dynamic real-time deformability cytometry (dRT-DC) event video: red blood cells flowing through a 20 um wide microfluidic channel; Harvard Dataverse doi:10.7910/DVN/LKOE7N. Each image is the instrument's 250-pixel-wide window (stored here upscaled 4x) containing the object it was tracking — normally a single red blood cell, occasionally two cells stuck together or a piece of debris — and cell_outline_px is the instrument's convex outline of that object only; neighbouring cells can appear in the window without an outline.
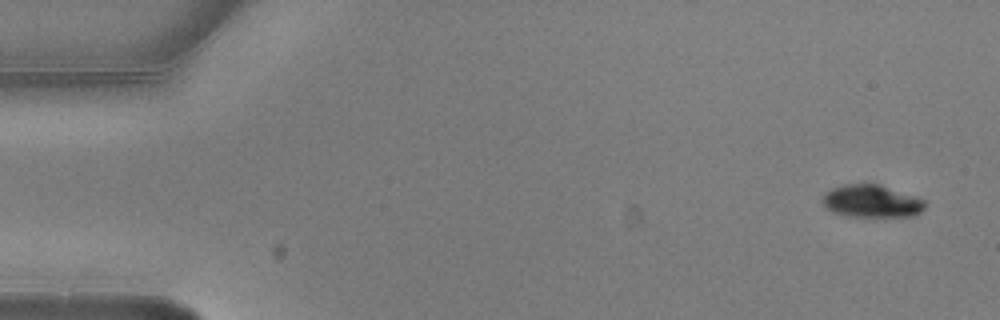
{"species": "common noctule bat (a hibernating species)", "species_latin": "Nyctalus noctula", "temperature_condition": "warm", "stored_images_in_passage": 6, "segment_of_instrument_passage": [1, 2], "camera_frame_rate_fps": 3000, "um_per_image_px": 0.085, "animal": {"sex": "male", "body_mass_g": 20.5, "forearm_length_mm": 52.5}, "frame": {"image": 1, "passage_image": 1, "time_ms": 0.0, "image_size_px": [1000, 320], "cell_outline_px": [[924, 208], [920, 212], [912, 216], [844, 216], [832, 212], [824, 208], [820, 200], [824, 192], [832, 188], [844, 184], [880, 184], [916, 196], [924, 200]], "centroid_in_image_um": [74.01, 17.1], "position_along_channel_um": 11.0, "area_um2": 19.65}}
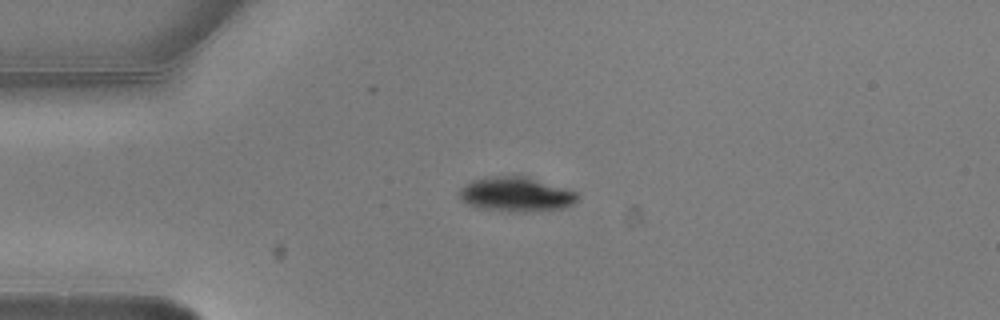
{"frame": {"image": 2, "passage_image": 4, "time_ms": 1.0, "image_size_px": [1000, 320], "cell_outline_px": [[580, 196], [572, 204], [564, 208], [540, 212], [508, 212], [480, 208], [468, 204], [460, 200], [456, 192], [460, 188], [472, 180], [484, 176], [528, 176], [576, 192]], "centroid_in_image_um": [43.83, 16.53], "position_along_channel_um": 41.2, "area_um2": 24.33}}